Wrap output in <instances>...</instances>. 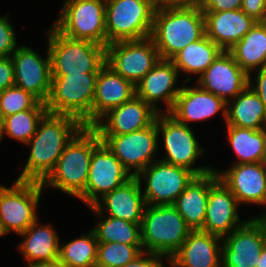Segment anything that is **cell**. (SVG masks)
<instances>
[{"mask_svg": "<svg viewBox=\"0 0 266 267\" xmlns=\"http://www.w3.org/2000/svg\"><path fill=\"white\" fill-rule=\"evenodd\" d=\"M84 127L75 117L47 112L26 143L30 154L17 180L43 182L56 167L65 147Z\"/></svg>", "mask_w": 266, "mask_h": 267, "instance_id": "cell-1", "label": "cell"}, {"mask_svg": "<svg viewBox=\"0 0 266 267\" xmlns=\"http://www.w3.org/2000/svg\"><path fill=\"white\" fill-rule=\"evenodd\" d=\"M206 35L201 6L160 5L154 13L151 38L161 59H171Z\"/></svg>", "mask_w": 266, "mask_h": 267, "instance_id": "cell-2", "label": "cell"}, {"mask_svg": "<svg viewBox=\"0 0 266 267\" xmlns=\"http://www.w3.org/2000/svg\"><path fill=\"white\" fill-rule=\"evenodd\" d=\"M101 142L99 133L85 126L65 147L56 167L42 182L43 187L78 198L85 191L93 150Z\"/></svg>", "mask_w": 266, "mask_h": 267, "instance_id": "cell-3", "label": "cell"}, {"mask_svg": "<svg viewBox=\"0 0 266 267\" xmlns=\"http://www.w3.org/2000/svg\"><path fill=\"white\" fill-rule=\"evenodd\" d=\"M51 75L99 73L106 64V47L89 40L72 39L53 26L47 31Z\"/></svg>", "mask_w": 266, "mask_h": 267, "instance_id": "cell-4", "label": "cell"}, {"mask_svg": "<svg viewBox=\"0 0 266 267\" xmlns=\"http://www.w3.org/2000/svg\"><path fill=\"white\" fill-rule=\"evenodd\" d=\"M192 229L173 205H147L141 224L143 252L169 259L182 246Z\"/></svg>", "mask_w": 266, "mask_h": 267, "instance_id": "cell-5", "label": "cell"}, {"mask_svg": "<svg viewBox=\"0 0 266 267\" xmlns=\"http://www.w3.org/2000/svg\"><path fill=\"white\" fill-rule=\"evenodd\" d=\"M98 73L52 75L51 91L45 103L52 114L69 115L92 127V104Z\"/></svg>", "mask_w": 266, "mask_h": 267, "instance_id": "cell-6", "label": "cell"}, {"mask_svg": "<svg viewBox=\"0 0 266 267\" xmlns=\"http://www.w3.org/2000/svg\"><path fill=\"white\" fill-rule=\"evenodd\" d=\"M158 0H106V46L151 37Z\"/></svg>", "mask_w": 266, "mask_h": 267, "instance_id": "cell-7", "label": "cell"}, {"mask_svg": "<svg viewBox=\"0 0 266 267\" xmlns=\"http://www.w3.org/2000/svg\"><path fill=\"white\" fill-rule=\"evenodd\" d=\"M42 182L15 180L12 186L0 185V230L20 234L38 220Z\"/></svg>", "mask_w": 266, "mask_h": 267, "instance_id": "cell-8", "label": "cell"}, {"mask_svg": "<svg viewBox=\"0 0 266 267\" xmlns=\"http://www.w3.org/2000/svg\"><path fill=\"white\" fill-rule=\"evenodd\" d=\"M106 0H65L52 26L61 34L106 47Z\"/></svg>", "mask_w": 266, "mask_h": 267, "instance_id": "cell-9", "label": "cell"}, {"mask_svg": "<svg viewBox=\"0 0 266 267\" xmlns=\"http://www.w3.org/2000/svg\"><path fill=\"white\" fill-rule=\"evenodd\" d=\"M158 135L165 150L164 157L159 159L193 171L197 176L207 174L214 167L203 165L194 167L196 161L205 152L190 126L178 122L169 113H158L156 117ZM194 165V166H193Z\"/></svg>", "mask_w": 266, "mask_h": 267, "instance_id": "cell-10", "label": "cell"}, {"mask_svg": "<svg viewBox=\"0 0 266 267\" xmlns=\"http://www.w3.org/2000/svg\"><path fill=\"white\" fill-rule=\"evenodd\" d=\"M196 176L187 168L159 159L144 168L136 177L141 184L146 182L142 193L147 205H173Z\"/></svg>", "mask_w": 266, "mask_h": 267, "instance_id": "cell-11", "label": "cell"}, {"mask_svg": "<svg viewBox=\"0 0 266 267\" xmlns=\"http://www.w3.org/2000/svg\"><path fill=\"white\" fill-rule=\"evenodd\" d=\"M101 141L119 159L132 176H137L144 168L156 160L158 131L155 121L139 131L122 135H99Z\"/></svg>", "mask_w": 266, "mask_h": 267, "instance_id": "cell-12", "label": "cell"}, {"mask_svg": "<svg viewBox=\"0 0 266 267\" xmlns=\"http://www.w3.org/2000/svg\"><path fill=\"white\" fill-rule=\"evenodd\" d=\"M151 37L119 41L106 46V64L136 85L160 60Z\"/></svg>", "mask_w": 266, "mask_h": 267, "instance_id": "cell-13", "label": "cell"}, {"mask_svg": "<svg viewBox=\"0 0 266 267\" xmlns=\"http://www.w3.org/2000/svg\"><path fill=\"white\" fill-rule=\"evenodd\" d=\"M222 240V267H256L266 244V226L253 216Z\"/></svg>", "mask_w": 266, "mask_h": 267, "instance_id": "cell-14", "label": "cell"}, {"mask_svg": "<svg viewBox=\"0 0 266 267\" xmlns=\"http://www.w3.org/2000/svg\"><path fill=\"white\" fill-rule=\"evenodd\" d=\"M132 177L119 159L101 142L93 150L85 191L77 199L82 200L87 207L92 206L105 193L119 188Z\"/></svg>", "mask_w": 266, "mask_h": 267, "instance_id": "cell-15", "label": "cell"}, {"mask_svg": "<svg viewBox=\"0 0 266 267\" xmlns=\"http://www.w3.org/2000/svg\"><path fill=\"white\" fill-rule=\"evenodd\" d=\"M46 59L27 45L19 46L12 54L14 86L31 93L46 103L51 91V61L47 48Z\"/></svg>", "mask_w": 266, "mask_h": 267, "instance_id": "cell-16", "label": "cell"}, {"mask_svg": "<svg viewBox=\"0 0 266 267\" xmlns=\"http://www.w3.org/2000/svg\"><path fill=\"white\" fill-rule=\"evenodd\" d=\"M219 178L230 189L239 205L266 206V163L232 164L217 170ZM266 209V207H265Z\"/></svg>", "mask_w": 266, "mask_h": 267, "instance_id": "cell-17", "label": "cell"}, {"mask_svg": "<svg viewBox=\"0 0 266 267\" xmlns=\"http://www.w3.org/2000/svg\"><path fill=\"white\" fill-rule=\"evenodd\" d=\"M178 75V70L171 60L160 59L135 85L136 96L143 99L157 113H169L181 90V86L175 87ZM160 101L166 105L164 111L158 106Z\"/></svg>", "mask_w": 266, "mask_h": 267, "instance_id": "cell-18", "label": "cell"}, {"mask_svg": "<svg viewBox=\"0 0 266 267\" xmlns=\"http://www.w3.org/2000/svg\"><path fill=\"white\" fill-rule=\"evenodd\" d=\"M196 83L227 103L248 86L249 75L229 51H222L207 70L197 77Z\"/></svg>", "mask_w": 266, "mask_h": 267, "instance_id": "cell-19", "label": "cell"}, {"mask_svg": "<svg viewBox=\"0 0 266 267\" xmlns=\"http://www.w3.org/2000/svg\"><path fill=\"white\" fill-rule=\"evenodd\" d=\"M185 79L169 114L187 126H190L191 122L205 121L219 112L222 113L226 122L227 103L198 84L191 87L186 86L191 79L190 77Z\"/></svg>", "mask_w": 266, "mask_h": 267, "instance_id": "cell-20", "label": "cell"}, {"mask_svg": "<svg viewBox=\"0 0 266 267\" xmlns=\"http://www.w3.org/2000/svg\"><path fill=\"white\" fill-rule=\"evenodd\" d=\"M239 206L235 196L219 178L210 187L206 217L201 230L222 238L229 235L248 220H240Z\"/></svg>", "mask_w": 266, "mask_h": 267, "instance_id": "cell-21", "label": "cell"}, {"mask_svg": "<svg viewBox=\"0 0 266 267\" xmlns=\"http://www.w3.org/2000/svg\"><path fill=\"white\" fill-rule=\"evenodd\" d=\"M157 112L136 95L129 101L106 113L93 128L99 135H122L150 126Z\"/></svg>", "mask_w": 266, "mask_h": 267, "instance_id": "cell-22", "label": "cell"}, {"mask_svg": "<svg viewBox=\"0 0 266 267\" xmlns=\"http://www.w3.org/2000/svg\"><path fill=\"white\" fill-rule=\"evenodd\" d=\"M222 243L220 236L192 230L169 259L170 267H220Z\"/></svg>", "mask_w": 266, "mask_h": 267, "instance_id": "cell-23", "label": "cell"}, {"mask_svg": "<svg viewBox=\"0 0 266 267\" xmlns=\"http://www.w3.org/2000/svg\"><path fill=\"white\" fill-rule=\"evenodd\" d=\"M93 206L107 216L123 219L127 222L142 224L146 206L142 193V184L136 176L130 178L119 188L105 193Z\"/></svg>", "mask_w": 266, "mask_h": 267, "instance_id": "cell-24", "label": "cell"}, {"mask_svg": "<svg viewBox=\"0 0 266 267\" xmlns=\"http://www.w3.org/2000/svg\"><path fill=\"white\" fill-rule=\"evenodd\" d=\"M135 95V85L105 64L96 79L92 127L110 110L131 100Z\"/></svg>", "mask_w": 266, "mask_h": 267, "instance_id": "cell-25", "label": "cell"}, {"mask_svg": "<svg viewBox=\"0 0 266 267\" xmlns=\"http://www.w3.org/2000/svg\"><path fill=\"white\" fill-rule=\"evenodd\" d=\"M203 13L206 36L223 51H229L257 23L241 9Z\"/></svg>", "mask_w": 266, "mask_h": 267, "instance_id": "cell-26", "label": "cell"}, {"mask_svg": "<svg viewBox=\"0 0 266 267\" xmlns=\"http://www.w3.org/2000/svg\"><path fill=\"white\" fill-rule=\"evenodd\" d=\"M218 179V173L214 170L196 176L173 204L192 230L203 228L209 190Z\"/></svg>", "mask_w": 266, "mask_h": 267, "instance_id": "cell-27", "label": "cell"}, {"mask_svg": "<svg viewBox=\"0 0 266 267\" xmlns=\"http://www.w3.org/2000/svg\"><path fill=\"white\" fill-rule=\"evenodd\" d=\"M54 226L43 225L37 220L27 230L18 234L24 239L18 245L24 261L44 262L59 259L60 240Z\"/></svg>", "mask_w": 266, "mask_h": 267, "instance_id": "cell-28", "label": "cell"}, {"mask_svg": "<svg viewBox=\"0 0 266 267\" xmlns=\"http://www.w3.org/2000/svg\"><path fill=\"white\" fill-rule=\"evenodd\" d=\"M226 125L259 130L266 126L264 105L248 85L234 99L227 102Z\"/></svg>", "mask_w": 266, "mask_h": 267, "instance_id": "cell-29", "label": "cell"}, {"mask_svg": "<svg viewBox=\"0 0 266 267\" xmlns=\"http://www.w3.org/2000/svg\"><path fill=\"white\" fill-rule=\"evenodd\" d=\"M229 52L249 76L266 67V22H257Z\"/></svg>", "mask_w": 266, "mask_h": 267, "instance_id": "cell-30", "label": "cell"}, {"mask_svg": "<svg viewBox=\"0 0 266 267\" xmlns=\"http://www.w3.org/2000/svg\"><path fill=\"white\" fill-rule=\"evenodd\" d=\"M223 50L206 35L196 42L188 44L177 52L170 60L178 73L201 75L213 63Z\"/></svg>", "mask_w": 266, "mask_h": 267, "instance_id": "cell-31", "label": "cell"}, {"mask_svg": "<svg viewBox=\"0 0 266 267\" xmlns=\"http://www.w3.org/2000/svg\"><path fill=\"white\" fill-rule=\"evenodd\" d=\"M227 139L237 156L234 164L265 162L264 128L259 130L227 125Z\"/></svg>", "mask_w": 266, "mask_h": 267, "instance_id": "cell-32", "label": "cell"}, {"mask_svg": "<svg viewBox=\"0 0 266 267\" xmlns=\"http://www.w3.org/2000/svg\"><path fill=\"white\" fill-rule=\"evenodd\" d=\"M89 208L98 216V224L92 229L98 242H117L127 245H142L141 224L127 222L112 216L105 217L93 205ZM105 217V218H104Z\"/></svg>", "mask_w": 266, "mask_h": 267, "instance_id": "cell-33", "label": "cell"}, {"mask_svg": "<svg viewBox=\"0 0 266 267\" xmlns=\"http://www.w3.org/2000/svg\"><path fill=\"white\" fill-rule=\"evenodd\" d=\"M97 237L95 232L89 230L81 237L59 247V260L68 267H94L97 261Z\"/></svg>", "mask_w": 266, "mask_h": 267, "instance_id": "cell-34", "label": "cell"}, {"mask_svg": "<svg viewBox=\"0 0 266 267\" xmlns=\"http://www.w3.org/2000/svg\"><path fill=\"white\" fill-rule=\"evenodd\" d=\"M47 112V109H30L5 117L3 137L7 135L25 145L36 133L40 120Z\"/></svg>", "mask_w": 266, "mask_h": 267, "instance_id": "cell-35", "label": "cell"}, {"mask_svg": "<svg viewBox=\"0 0 266 267\" xmlns=\"http://www.w3.org/2000/svg\"><path fill=\"white\" fill-rule=\"evenodd\" d=\"M143 252L142 245L117 242H98L97 267H123Z\"/></svg>", "mask_w": 266, "mask_h": 267, "instance_id": "cell-36", "label": "cell"}, {"mask_svg": "<svg viewBox=\"0 0 266 267\" xmlns=\"http://www.w3.org/2000/svg\"><path fill=\"white\" fill-rule=\"evenodd\" d=\"M30 109H47L31 93L16 86L6 88L0 93V110L4 117Z\"/></svg>", "mask_w": 266, "mask_h": 267, "instance_id": "cell-37", "label": "cell"}, {"mask_svg": "<svg viewBox=\"0 0 266 267\" xmlns=\"http://www.w3.org/2000/svg\"><path fill=\"white\" fill-rule=\"evenodd\" d=\"M8 17L9 13L0 16V58L11 57L18 48L16 32Z\"/></svg>", "mask_w": 266, "mask_h": 267, "instance_id": "cell-38", "label": "cell"}, {"mask_svg": "<svg viewBox=\"0 0 266 267\" xmlns=\"http://www.w3.org/2000/svg\"><path fill=\"white\" fill-rule=\"evenodd\" d=\"M163 259H166V262L168 261L169 264V258L167 256L142 252L133 261L125 264L123 267H165L162 261Z\"/></svg>", "mask_w": 266, "mask_h": 267, "instance_id": "cell-39", "label": "cell"}, {"mask_svg": "<svg viewBox=\"0 0 266 267\" xmlns=\"http://www.w3.org/2000/svg\"><path fill=\"white\" fill-rule=\"evenodd\" d=\"M241 10L257 22H266V0H242Z\"/></svg>", "mask_w": 266, "mask_h": 267, "instance_id": "cell-40", "label": "cell"}, {"mask_svg": "<svg viewBox=\"0 0 266 267\" xmlns=\"http://www.w3.org/2000/svg\"><path fill=\"white\" fill-rule=\"evenodd\" d=\"M202 12H221L241 9L242 0H203Z\"/></svg>", "mask_w": 266, "mask_h": 267, "instance_id": "cell-41", "label": "cell"}, {"mask_svg": "<svg viewBox=\"0 0 266 267\" xmlns=\"http://www.w3.org/2000/svg\"><path fill=\"white\" fill-rule=\"evenodd\" d=\"M12 86H14V64L12 58H0V93Z\"/></svg>", "mask_w": 266, "mask_h": 267, "instance_id": "cell-42", "label": "cell"}, {"mask_svg": "<svg viewBox=\"0 0 266 267\" xmlns=\"http://www.w3.org/2000/svg\"><path fill=\"white\" fill-rule=\"evenodd\" d=\"M257 74L252 76H249V83L248 85L255 91V93L259 96L261 99L265 111H266V67L256 70ZM252 77V78H251ZM253 80V81H252Z\"/></svg>", "mask_w": 266, "mask_h": 267, "instance_id": "cell-43", "label": "cell"}, {"mask_svg": "<svg viewBox=\"0 0 266 267\" xmlns=\"http://www.w3.org/2000/svg\"><path fill=\"white\" fill-rule=\"evenodd\" d=\"M203 0H158L160 5H187L200 6Z\"/></svg>", "mask_w": 266, "mask_h": 267, "instance_id": "cell-44", "label": "cell"}, {"mask_svg": "<svg viewBox=\"0 0 266 267\" xmlns=\"http://www.w3.org/2000/svg\"><path fill=\"white\" fill-rule=\"evenodd\" d=\"M27 265L28 267H68L59 259L56 261L32 262V263H27Z\"/></svg>", "mask_w": 266, "mask_h": 267, "instance_id": "cell-45", "label": "cell"}, {"mask_svg": "<svg viewBox=\"0 0 266 267\" xmlns=\"http://www.w3.org/2000/svg\"><path fill=\"white\" fill-rule=\"evenodd\" d=\"M256 267H266V244L263 247L262 253Z\"/></svg>", "mask_w": 266, "mask_h": 267, "instance_id": "cell-46", "label": "cell"}, {"mask_svg": "<svg viewBox=\"0 0 266 267\" xmlns=\"http://www.w3.org/2000/svg\"><path fill=\"white\" fill-rule=\"evenodd\" d=\"M4 125H5V117L0 110V141L3 139Z\"/></svg>", "mask_w": 266, "mask_h": 267, "instance_id": "cell-47", "label": "cell"}, {"mask_svg": "<svg viewBox=\"0 0 266 267\" xmlns=\"http://www.w3.org/2000/svg\"><path fill=\"white\" fill-rule=\"evenodd\" d=\"M266 226V212L264 211L263 214H261L259 217H258Z\"/></svg>", "mask_w": 266, "mask_h": 267, "instance_id": "cell-48", "label": "cell"}, {"mask_svg": "<svg viewBox=\"0 0 266 267\" xmlns=\"http://www.w3.org/2000/svg\"><path fill=\"white\" fill-rule=\"evenodd\" d=\"M264 136H265L264 147H265V163H266V126L264 128Z\"/></svg>", "mask_w": 266, "mask_h": 267, "instance_id": "cell-49", "label": "cell"}]
</instances>
